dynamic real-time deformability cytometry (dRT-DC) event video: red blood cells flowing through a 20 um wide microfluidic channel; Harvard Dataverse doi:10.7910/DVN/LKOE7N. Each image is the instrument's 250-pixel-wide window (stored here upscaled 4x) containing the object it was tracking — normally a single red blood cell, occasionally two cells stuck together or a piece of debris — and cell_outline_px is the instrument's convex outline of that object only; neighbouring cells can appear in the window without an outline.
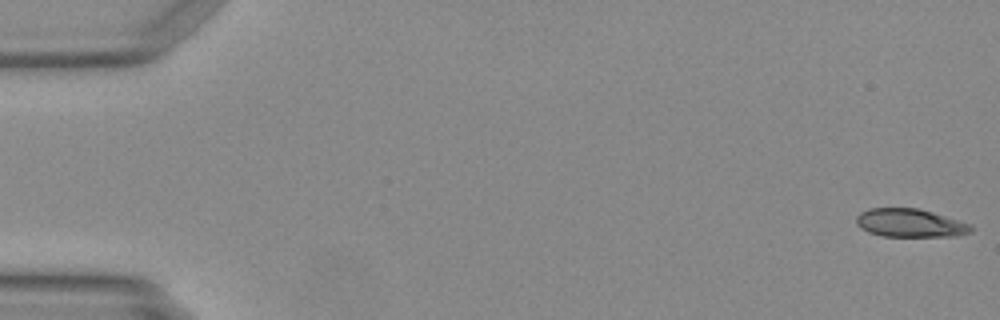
{"species": "Egyptian fruit bat (a non-hibernating species)", "species_latin": "Rousettus aegyptiacus", "temperature_condition": "warm", "stored_images_in_passage": 10, "camera_frame_rate_fps": 3000, "um_per_image_px": 0.085, "animal": {"sex": "female"}, "frame": {"image": 1, "passage_image": 1, "time_ms": 0.0, "image_size_px": [1000, 320], "cell_outline_px": [[972, 232], [956, 236], [884, 236], [868, 232], [860, 228], [856, 224], [856, 216], [860, 212], [868, 208], [920, 208], [972, 224]], "centroid_in_image_um": [77.35, 18.95], "position_along_channel_um": 7.6, "area_um2": 19.07}}